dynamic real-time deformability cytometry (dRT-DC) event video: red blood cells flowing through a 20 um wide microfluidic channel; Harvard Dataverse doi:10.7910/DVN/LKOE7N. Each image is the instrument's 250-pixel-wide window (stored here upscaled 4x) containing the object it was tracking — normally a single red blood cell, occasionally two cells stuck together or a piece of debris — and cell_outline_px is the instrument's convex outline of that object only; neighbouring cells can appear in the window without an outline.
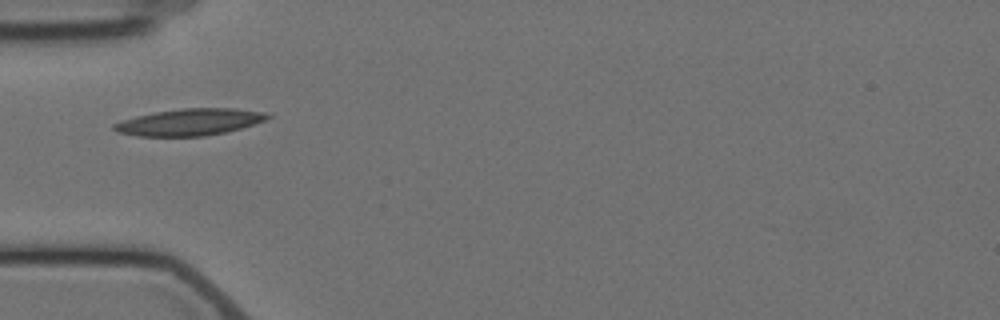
{"species": "Egyptian fruit bat (a non-hibernating species)", "species_latin": "Rousettus aegyptiacus", "temperature_condition": "cold", "stored_images_in_passage": 7, "camera_frame_rate_fps": 3000, "um_per_image_px": 0.085, "animal": {"sex": "female"}, "frame": {"image": 1, "passage_image": 1, "time_ms": 0.0, "image_size_px": [1000, 320], "cell_outline_px": [[272, 116], [264, 120], [240, 128], [224, 132], [204, 136], [136, 136], [116, 132], [112, 128], [112, 124], [120, 120], [152, 112], [180, 108], [236, 108], [264, 112]], "centroid_in_image_um": [16.04, 10.37], "position_along_channel_um": 69.0, "area_um2": 23.99}}
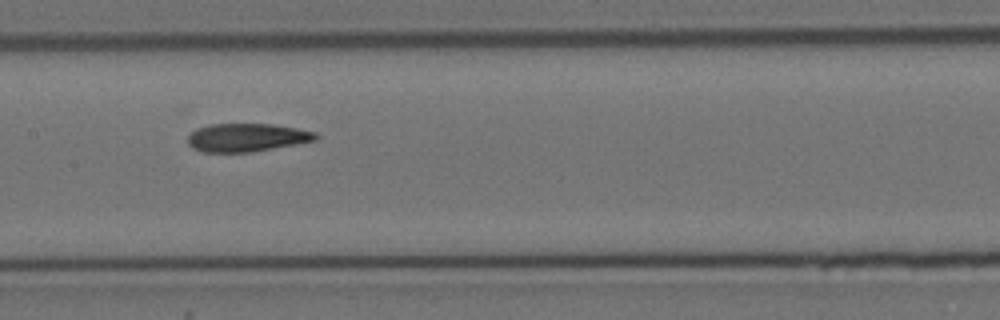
{"frame": {"image": 2, "passage_image": 4, "time_ms": 3.333, "image_size_px": [1000, 320], "cell_outline_px": [[320, 136], [316, 140], [296, 144], [252, 152], [200, 152], [192, 148], [188, 144], [188, 136], [196, 128], [208, 124], [272, 124], [296, 128], [316, 132]], "centroid_in_image_um": [20.96, 11.69], "position_along_channel_um": 186.4, "area_um2": 21.15}}
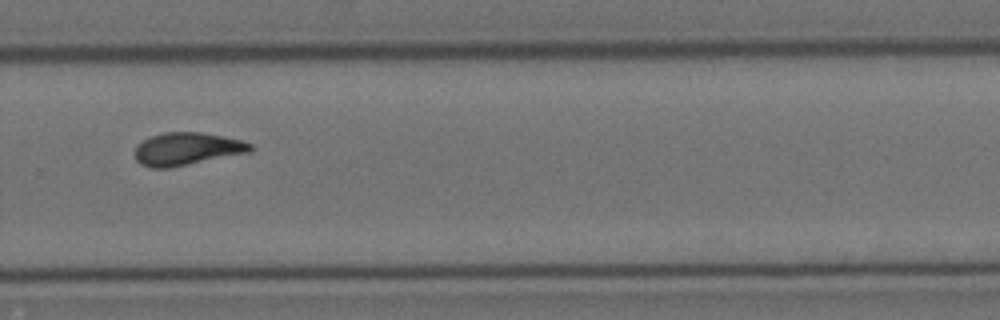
{"frame": {"image": 3, "passage_image": 7, "time_ms": 7.0, "image_size_px": [1000, 320], "cell_outline_px": [[252, 148], [248, 152], [168, 168], [152, 168], [140, 164], [136, 160], [132, 152], [136, 144], [152, 136], [164, 132], [200, 132], [224, 136], [240, 140], [252, 144]], "centroid_in_image_um": [15.8, 12.65], "position_along_channel_um": 314.0, "area_um2": 21.91}}